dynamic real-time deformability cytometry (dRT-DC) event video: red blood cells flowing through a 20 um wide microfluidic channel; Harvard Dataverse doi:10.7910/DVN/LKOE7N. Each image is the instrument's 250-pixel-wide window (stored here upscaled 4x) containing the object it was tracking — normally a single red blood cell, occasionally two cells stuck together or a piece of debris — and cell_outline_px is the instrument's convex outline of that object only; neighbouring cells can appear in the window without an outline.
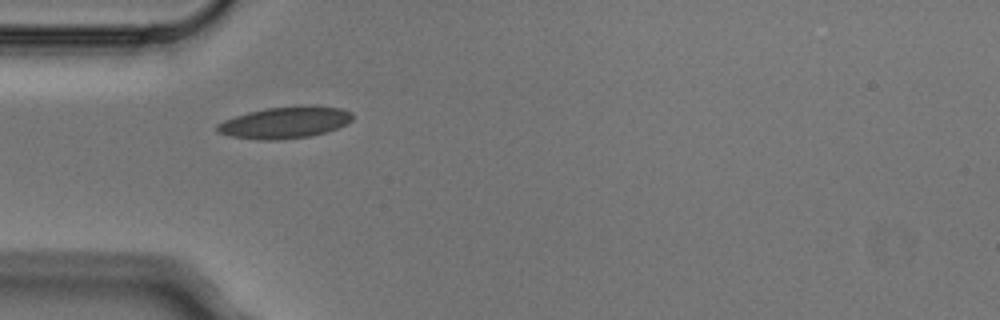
{"species": "Egyptian fruit bat (a non-hibernating species)", "species_latin": "Rousettus aegyptiacus", "temperature_condition": "cold", "stored_images_in_passage": 2, "camera_frame_rate_fps": 3000, "um_per_image_px": 0.085, "animal": {"sex": "male"}, "frame": {"image": 1, "passage_image": 1, "time_ms": 0.0, "image_size_px": [1000, 320], "cell_outline_px": [[352, 120], [336, 128], [324, 132], [308, 136], [276, 140], [260, 140], [228, 136], [220, 132], [216, 128], [216, 124], [224, 120], [248, 112], [264, 108], [340, 108], [352, 112]], "centroid_in_image_um": [24.13, 10.45], "position_along_channel_um": 60.9, "area_um2": 23.87}}
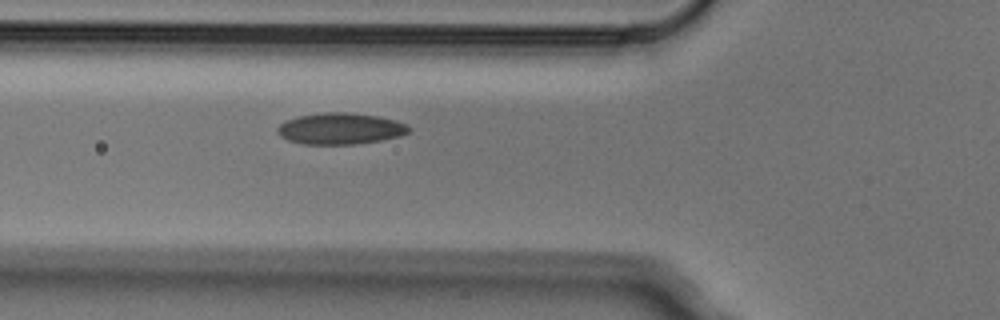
{"frame": {"image": 2, "passage_image": 2, "time_ms": 0.333, "image_size_px": [1000, 320], "cell_outline_px": [[412, 128], [408, 132], [400, 136], [380, 140], [356, 144], [304, 144], [288, 140], [280, 136], [276, 132], [276, 128], [284, 120], [300, 116], [324, 112], [344, 112], [376, 116], [396, 120], [408, 124]], "centroid_in_image_um": [28.92, 10.93], "position_along_channel_um": 96.9, "area_um2": 24.04}}